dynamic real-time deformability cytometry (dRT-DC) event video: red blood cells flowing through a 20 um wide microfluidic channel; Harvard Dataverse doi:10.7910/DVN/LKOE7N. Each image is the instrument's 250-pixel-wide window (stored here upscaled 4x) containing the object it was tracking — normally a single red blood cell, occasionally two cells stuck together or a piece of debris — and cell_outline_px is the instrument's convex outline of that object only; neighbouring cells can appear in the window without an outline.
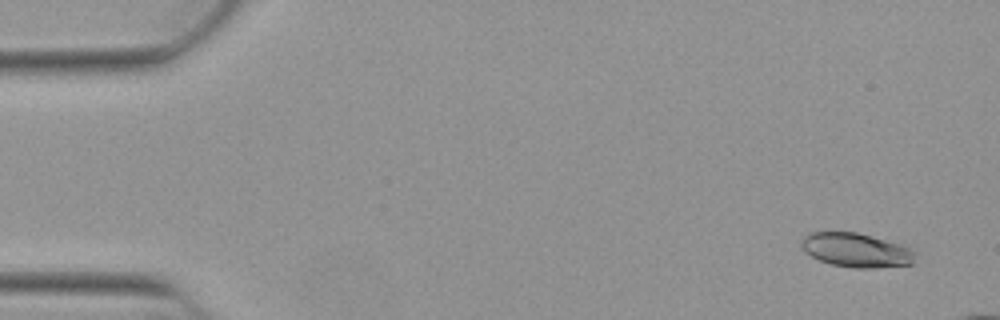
{"species": "Egyptian fruit bat (a non-hibernating species)", "species_latin": "Rousettus aegyptiacus", "temperature_condition": "warm", "stored_images_in_passage": 48, "camera_frame_rate_fps": 3000, "um_per_image_px": 0.085, "animal": {"sex": "female"}, "frame": {"image": 1, "passage_image": 3, "time_ms": 0.667, "image_size_px": [1000, 320], "cell_outline_px": [[916, 264], [876, 268], [852, 268], [832, 264], [820, 260], [804, 252], [800, 244], [800, 240], [804, 236], [812, 232], [856, 232], [896, 244], [908, 248], [916, 252]], "centroid_in_image_um": [72.77, 21.28], "position_along_channel_um": 12.2, "area_um2": 22.54}}
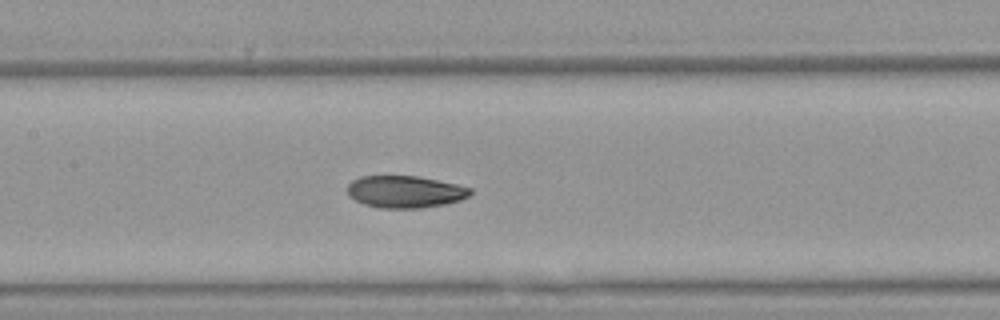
{"frame": {"image": 2, "passage_image": 25, "time_ms": 8.0, "image_size_px": [1000, 320], "cell_outline_px": [[472, 192], [468, 196], [460, 200], [444, 204], [420, 208], [380, 208], [364, 204], [348, 196], [348, 184], [352, 180], [360, 176], [416, 176], [456, 184], [472, 188]], "centroid_in_image_um": [34.41, 16.3], "position_along_channel_um": 173.0, "area_um2": 22.89}}
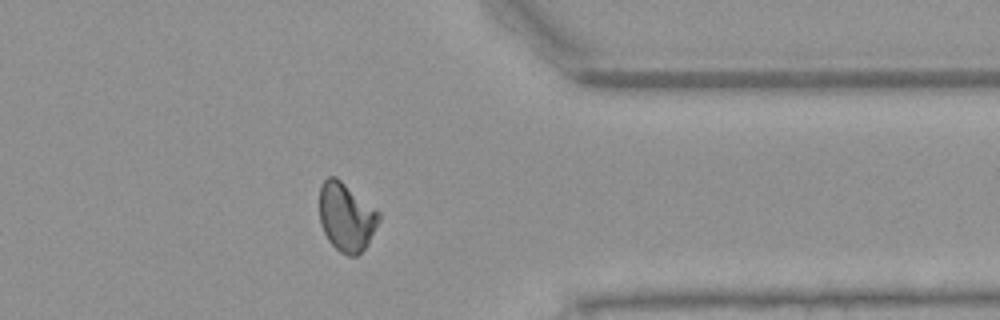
{"frame": {"image": 3, "passage_image": 42, "time_ms": 13.667, "image_size_px": [1000, 320], "cell_outline_px": [[380, 220], [368, 244], [356, 256], [348, 256], [340, 252], [328, 240], [320, 224], [320, 184], [328, 176], [336, 176], [380, 212]], "centroid_in_image_um": [29.43, 18.44], "position_along_channel_um": 382.0, "area_um2": 23.76}, "authors_computed_cell_mechanics": {"area_um2": 23.1778, "velocity_mm_per_s": 3.8991, "shape_relaxation_time_tau1_ms": 5.4482, "shape_relaxation_time_tau2_ms": 2.1234, "deformation_change_tau1": 0.1661, "deformation_change_tau2": 0.0749}}